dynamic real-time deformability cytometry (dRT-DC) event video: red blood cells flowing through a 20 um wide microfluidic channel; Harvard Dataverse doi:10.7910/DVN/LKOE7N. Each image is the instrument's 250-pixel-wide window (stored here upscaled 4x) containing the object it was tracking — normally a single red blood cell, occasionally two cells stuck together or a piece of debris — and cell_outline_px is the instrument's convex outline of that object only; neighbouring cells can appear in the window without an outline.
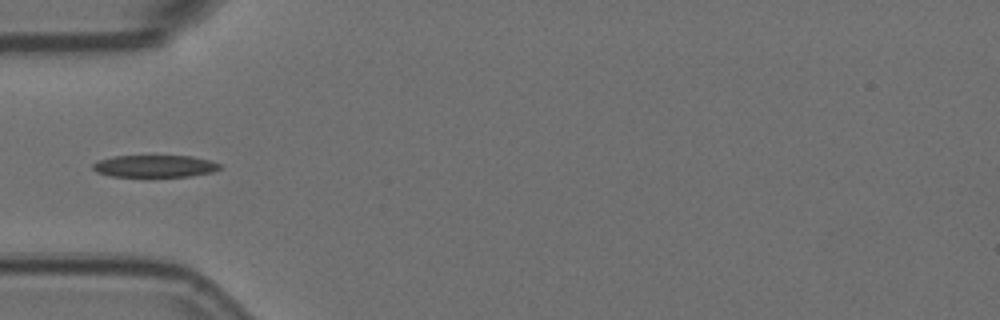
{"species": "Egyptian fruit bat (a non-hibernating species)", "species_latin": "Rousettus aegyptiacus", "temperature_condition": "room temperature", "stored_images_in_passage": 4, "camera_frame_rate_fps": 3000, "um_per_image_px": 0.085, "animal": {"sex": "female"}, "frame": {"image": 1, "passage_image": 4, "time_ms": 1.0, "image_size_px": [1000, 320], "cell_outline_px": [[220, 168], [212, 172], [188, 176], [148, 180], [108, 176], [96, 172], [92, 168], [92, 164], [100, 160], [116, 156], [192, 156], [208, 160], [220, 164]], "centroid_in_image_um": [13.09, 14.18], "position_along_channel_um": 71.9, "area_um2": 17.28}}